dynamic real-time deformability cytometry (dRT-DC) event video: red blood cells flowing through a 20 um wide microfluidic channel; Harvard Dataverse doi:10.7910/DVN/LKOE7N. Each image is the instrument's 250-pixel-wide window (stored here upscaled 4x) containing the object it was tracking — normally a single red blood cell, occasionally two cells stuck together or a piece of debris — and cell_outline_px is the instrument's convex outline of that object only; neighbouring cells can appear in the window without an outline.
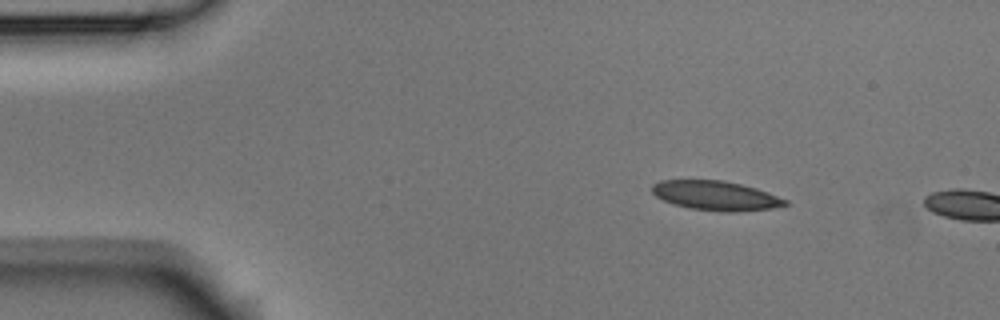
{"species": "Egyptian fruit bat (a non-hibernating species)", "species_latin": "Rousettus aegyptiacus", "temperature_condition": "room temperature", "stored_images_in_passage": 2, "camera_frame_rate_fps": 3000, "um_per_image_px": 0.085, "animal": {"sex": "male"}, "frame": {"image": 1, "passage_image": 1, "time_ms": 0.0, "image_size_px": [1000, 320], "cell_outline_px": [[788, 204], [772, 208], [736, 212], [724, 212], [688, 208], [664, 200], [656, 196], [652, 192], [652, 184], [660, 180], [724, 180], [756, 188], [768, 192], [788, 200]], "centroid_in_image_um": [60.85, 16.62], "position_along_channel_um": 24.2, "area_um2": 22.77}}